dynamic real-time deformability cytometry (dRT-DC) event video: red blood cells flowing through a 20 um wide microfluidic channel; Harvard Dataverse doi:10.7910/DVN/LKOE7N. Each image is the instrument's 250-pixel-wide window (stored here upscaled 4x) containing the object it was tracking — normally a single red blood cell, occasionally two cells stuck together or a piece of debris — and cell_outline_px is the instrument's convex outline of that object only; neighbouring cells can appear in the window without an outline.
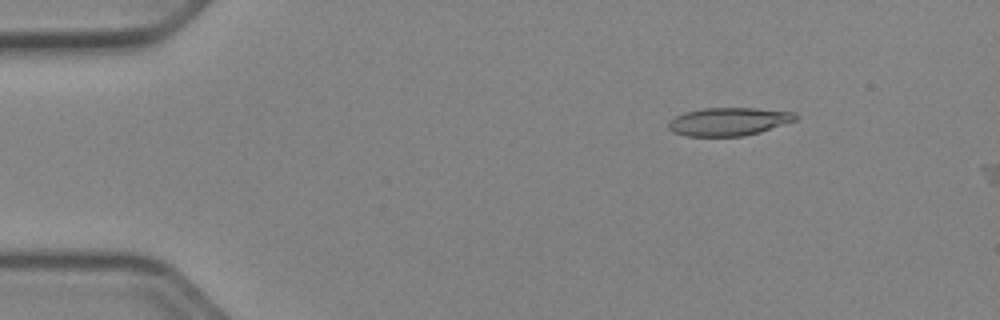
{"species": "Egyptian fruit bat (a non-hibernating species)", "species_latin": "Rousettus aegyptiacus", "temperature_condition": "cold", "stored_images_in_passage": 8, "camera_frame_rate_fps": 3000, "um_per_image_px": 0.085, "animal": {"sex": "female"}, "frame": {"image": 1, "passage_image": 7, "time_ms": 2.0, "image_size_px": [1000, 320], "cell_outline_px": [[800, 116], [796, 120], [760, 132], [744, 136], [684, 136], [672, 132], [668, 128], [668, 120], [684, 112], [704, 108], [752, 108], [796, 112]], "centroid_in_image_um": [61.93, 10.33], "position_along_channel_um": 23.1, "area_um2": 20.98}}